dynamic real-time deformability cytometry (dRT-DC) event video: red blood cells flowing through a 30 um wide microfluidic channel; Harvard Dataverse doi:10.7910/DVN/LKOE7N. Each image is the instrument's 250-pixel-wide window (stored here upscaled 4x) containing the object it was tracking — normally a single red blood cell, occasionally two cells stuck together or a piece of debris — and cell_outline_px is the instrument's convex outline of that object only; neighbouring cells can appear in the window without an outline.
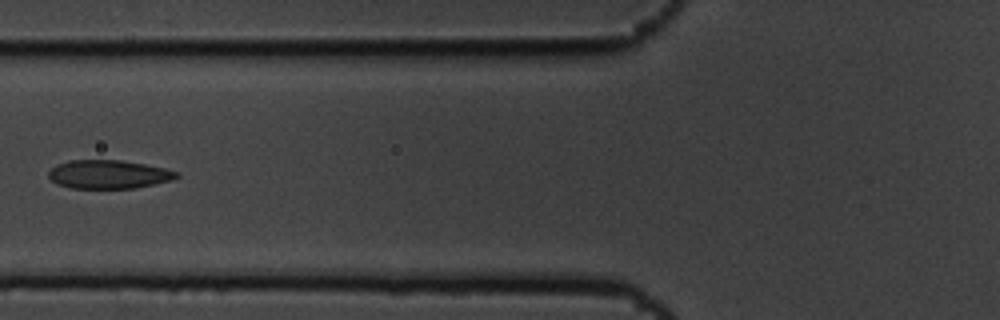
{"species": "common noctule bat (a hibernating species)", "species_latin": "Nyctalus noctula", "temperature_condition": "cold", "stored_images_in_passage": 9, "camera_frame_rate_fps": 3000, "um_per_image_px": 0.085, "animal": {"sex": "male", "body_mass_g": 19.5, "forearm_length_mm": 54.6}, "frame": {"image": 1, "passage_image": 7, "time_ms": 2.0, "image_size_px": [1000, 320], "cell_outline_px": [[180, 176], [172, 180], [136, 188], [72, 188], [56, 184], [48, 176], [48, 172], [56, 164], [68, 160], [120, 160], [144, 164], [164, 168], [180, 172]], "centroid_in_image_um": [9.23, 14.82], "position_along_channel_um": 116.6, "area_um2": 21.39}}
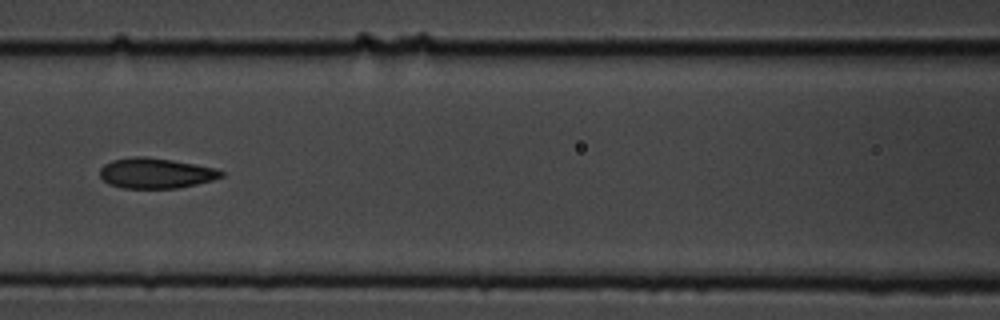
{"frame": {"image": 2, "passage_image": 8, "time_ms": 2.333, "image_size_px": [1000, 320], "cell_outline_px": [[224, 176], [212, 180], [196, 184], [176, 188], [124, 188], [108, 184], [100, 176], [100, 168], [104, 164], [112, 160], [136, 156], [144, 156], [172, 160], [216, 168], [224, 172]], "centroid_in_image_um": [13.23, 14.72], "position_along_channel_um": 153.4, "area_um2": 21.39}}
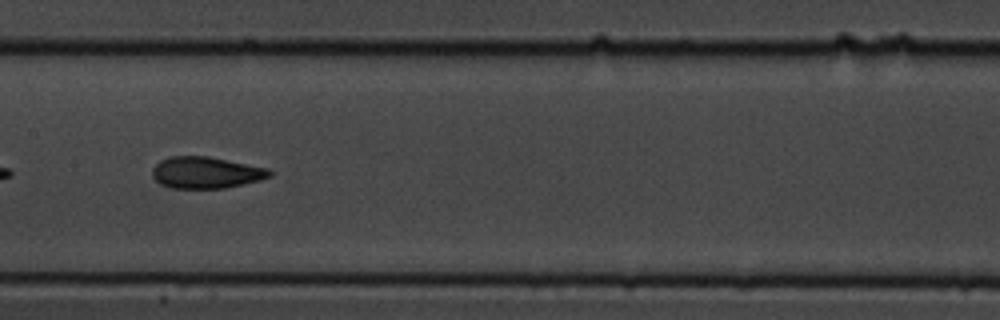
{"frame": {"image": 3, "passage_image": 9, "time_ms": 2.667, "image_size_px": [1000, 320], "cell_outline_px": [[272, 176], [260, 180], [224, 188], [168, 188], [160, 184], [152, 176], [152, 168], [160, 160], [168, 156], [208, 156], [268, 168], [272, 172]], "centroid_in_image_um": [17.48, 14.67], "position_along_channel_um": 189.9, "area_um2": 21.68}}